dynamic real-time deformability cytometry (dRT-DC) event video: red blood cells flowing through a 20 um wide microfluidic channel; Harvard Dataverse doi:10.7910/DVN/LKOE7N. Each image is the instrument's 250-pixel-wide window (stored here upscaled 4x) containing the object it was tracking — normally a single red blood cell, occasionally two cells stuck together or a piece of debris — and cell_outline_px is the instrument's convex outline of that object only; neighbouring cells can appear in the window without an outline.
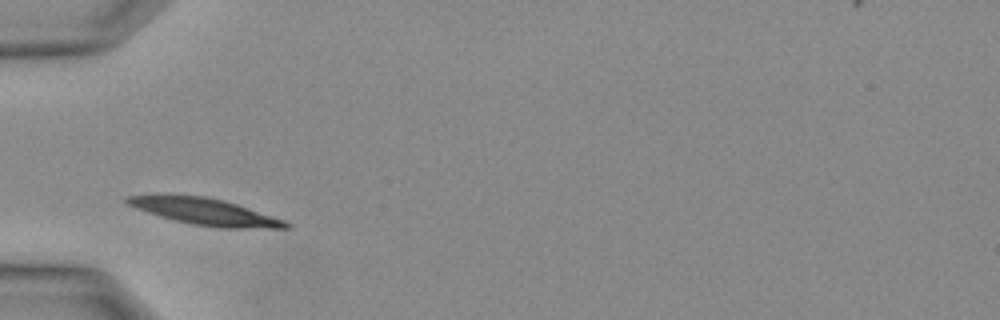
{"species": "Egyptian fruit bat (a non-hibernating species)", "species_latin": "Rousettus aegyptiacus", "temperature_condition": "warm", "stored_images_in_passage": 25, "camera_frame_rate_fps": 3000, "um_per_image_px": 0.085, "animal": {"sex": "female"}, "frame": {"image": 1, "passage_image": 3, "time_ms": 0.667, "image_size_px": [1000, 320], "cell_outline_px": [[292, 228], [216, 228], [192, 224], [160, 216], [136, 208], [128, 204], [124, 200], [128, 196], [204, 196], [236, 204], [284, 220], [292, 224]], "centroid_in_image_um": [17.51, 18.02], "position_along_channel_um": 67.5, "area_um2": 23.81}}
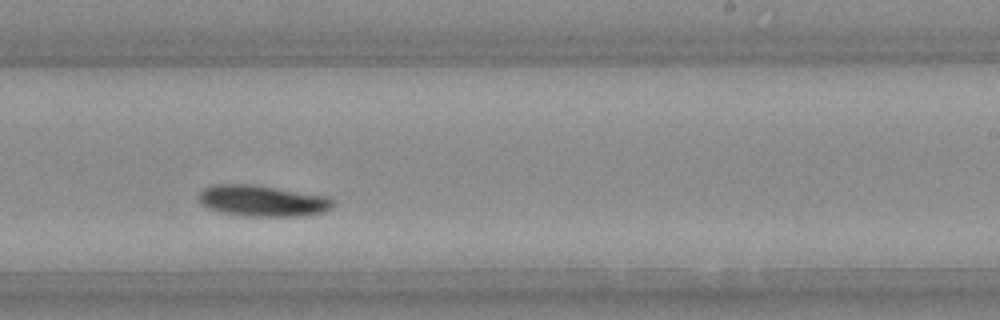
{"frame": {"image": 2, "passage_image": 13, "time_ms": 4.0, "image_size_px": [1000, 320], "cell_outline_px": [[336, 204], [332, 208], [324, 212], [304, 216], [244, 216], [224, 212], [208, 208], [200, 200], [200, 192], [204, 188], [216, 184], [252, 184], [332, 196], [336, 200]], "centroid_in_image_um": [22.45, 17.06], "position_along_channel_um": 266.6, "area_um2": 24.62}}
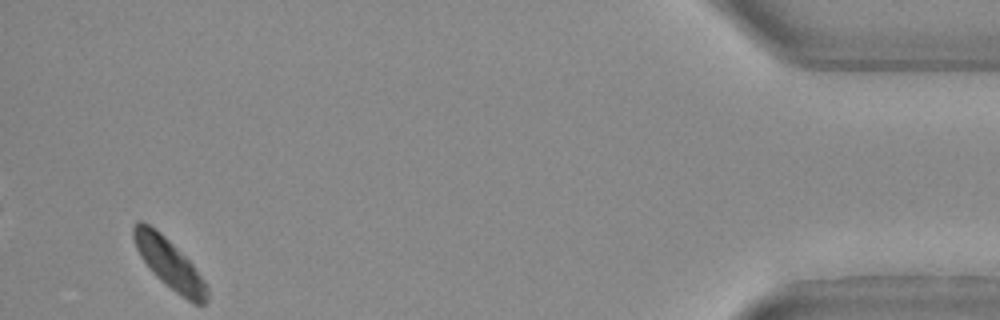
{"frame": {"image": 3, "passage_image": 24, "time_ms": 7.667, "image_size_px": [1000, 320], "cell_outline_px": [[208, 300], [204, 304], [196, 304], [188, 300], [176, 292], [160, 280], [152, 272], [140, 256], [136, 248], [132, 236], [132, 228], [140, 220], [148, 224], [160, 232], [192, 264], [204, 280], [208, 288]], "centroid_in_image_um": [14.38, 22.42], "position_along_channel_um": 420.8, "area_um2": 20.92}}